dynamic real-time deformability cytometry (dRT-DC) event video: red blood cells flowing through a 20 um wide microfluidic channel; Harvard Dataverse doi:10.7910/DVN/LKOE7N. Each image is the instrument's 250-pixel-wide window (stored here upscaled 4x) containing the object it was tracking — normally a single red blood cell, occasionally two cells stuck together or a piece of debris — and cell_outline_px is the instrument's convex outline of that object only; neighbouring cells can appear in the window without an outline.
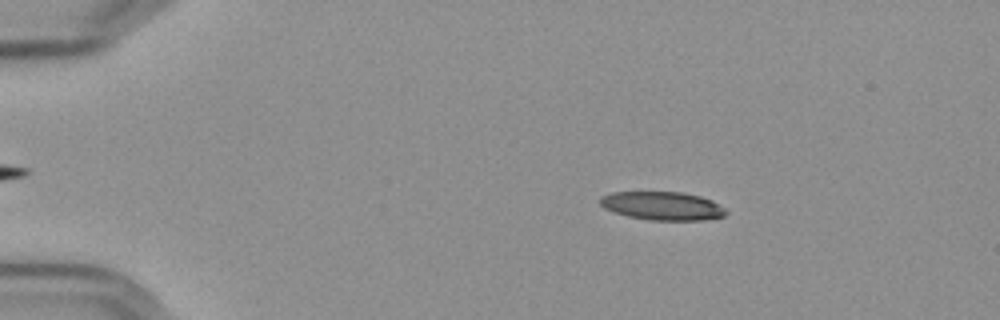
{"species": "Egyptian fruit bat (a non-hibernating species)", "species_latin": "Rousettus aegyptiacus", "temperature_condition": "cold", "stored_images_in_passage": 57, "camera_frame_rate_fps": 3000, "um_per_image_px": 0.085, "frame": {"image": 1, "passage_image": 10, "time_ms": 3.0, "image_size_px": [1000, 320], "cell_outline_px": [[728, 212], [724, 216], [704, 220], [648, 220], [628, 216], [604, 208], [600, 204], [600, 196], [612, 192], [680, 192], [700, 196], [712, 200], [724, 208]], "centroid_in_image_um": [56.31, 17.5], "position_along_channel_um": 28.7, "area_um2": 20.81}}
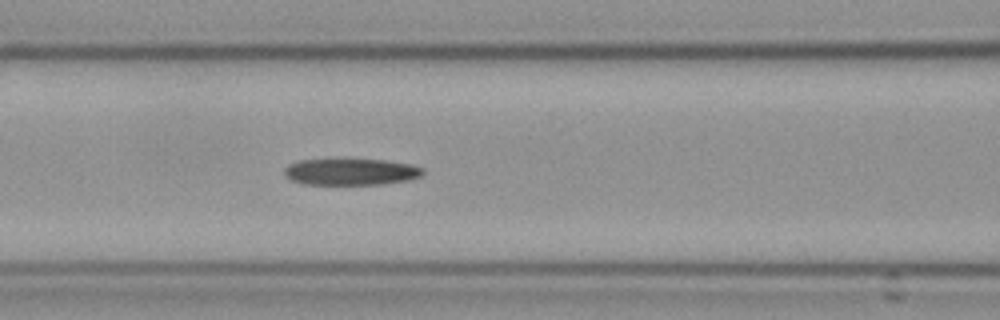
{"frame": {"image": 2, "passage_image": 25, "time_ms": 8.0, "image_size_px": [1000, 320], "cell_outline_px": [[424, 172], [420, 176], [408, 180], [380, 184], [304, 184], [292, 180], [284, 176], [284, 168], [288, 164], [296, 160], [384, 160], [412, 164], [424, 168]], "centroid_in_image_um": [29.81, 14.6], "position_along_channel_um": 136.8, "area_um2": 21.33}}
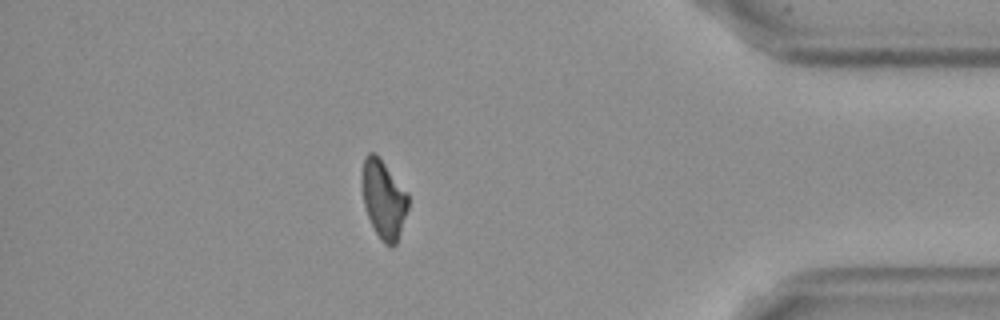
{"frame": {"image": 3, "passage_image": 50, "time_ms": 16.333, "image_size_px": [1000, 320], "cell_outline_px": [[408, 208], [396, 244], [392, 248], [384, 244], [380, 240], [368, 216], [364, 204], [360, 180], [364, 156], [368, 152], [376, 152], [408, 192]], "centroid_in_image_um": [32.59, 16.89], "position_along_channel_um": 402.6, "area_um2": 21.44}}